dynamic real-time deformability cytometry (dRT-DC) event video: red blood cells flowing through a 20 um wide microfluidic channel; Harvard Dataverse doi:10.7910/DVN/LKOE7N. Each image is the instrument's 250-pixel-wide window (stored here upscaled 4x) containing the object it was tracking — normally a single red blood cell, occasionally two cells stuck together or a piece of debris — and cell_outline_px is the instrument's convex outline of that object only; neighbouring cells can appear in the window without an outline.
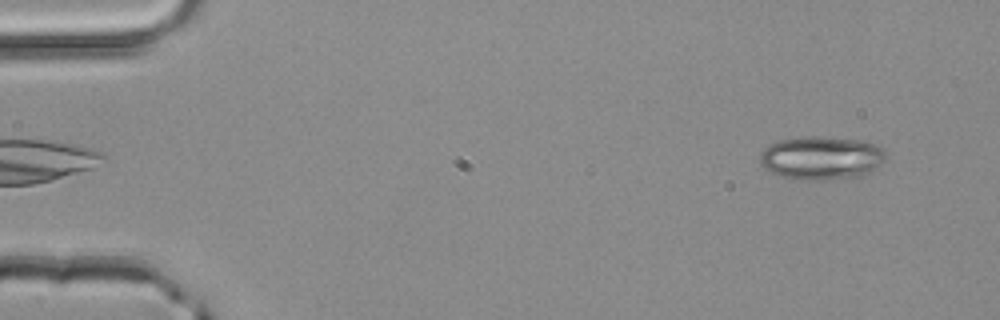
{"species": "common noctule bat (a hibernating species)", "species_latin": "Nyctalus noctula", "temperature_condition": "room temperature", "stored_images_in_passage": 3, "segment_of_instrument_passage": [2, 2], "camera_frame_rate_fps": 3000, "um_per_image_px": 0.085, "animal": {"sex": "male", "body_mass_g": 20.4}, "frame": {"image": 1, "passage_image": 3, "time_ms": 0.667, "image_size_px": [1000, 320], "cell_outline_px": [[884, 160], [868, 176], [824, 180], [800, 180], [780, 176], [764, 168], [760, 164], [760, 152], [764, 148], [780, 140], [808, 136], [824, 136], [864, 140], [876, 144], [884, 152]], "centroid_in_image_um": [69.84, 13.43], "position_along_channel_um": 15.2, "area_um2": 32.25}}